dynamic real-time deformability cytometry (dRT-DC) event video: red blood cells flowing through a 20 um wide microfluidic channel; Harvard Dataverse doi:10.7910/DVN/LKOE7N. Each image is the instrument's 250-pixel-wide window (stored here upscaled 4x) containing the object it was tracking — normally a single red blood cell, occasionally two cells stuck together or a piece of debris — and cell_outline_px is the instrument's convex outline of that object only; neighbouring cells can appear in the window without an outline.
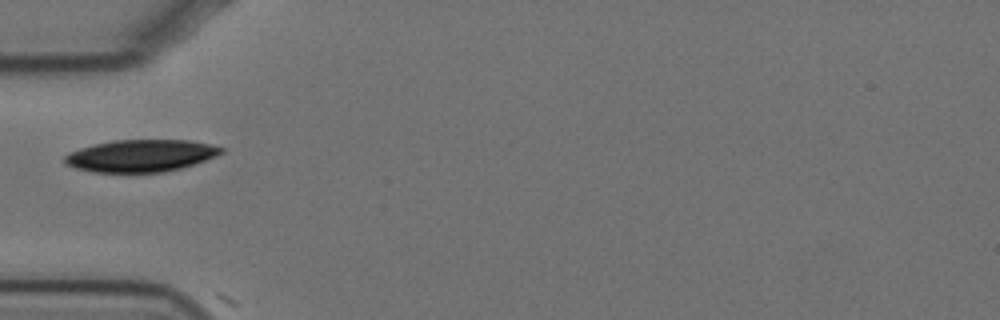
{"species": "Egyptian fruit bat (a non-hibernating species)", "species_latin": "Rousettus aegyptiacus", "temperature_condition": "cold", "stored_images_in_passage": 2, "camera_frame_rate_fps": 3000, "um_per_image_px": 0.085, "animal": {"sex": "female"}, "frame": {"image": 1, "passage_image": 1, "time_ms": 0.0, "image_size_px": [1000, 320], "cell_outline_px": [[224, 152], [216, 156], [180, 168], [164, 172], [92, 172], [76, 168], [64, 164], [64, 156], [68, 152], [80, 148], [112, 140], [188, 140], [212, 144], [224, 148]], "centroid_in_image_um": [11.95, 13.23], "position_along_channel_um": 73.1, "area_um2": 29.3}}